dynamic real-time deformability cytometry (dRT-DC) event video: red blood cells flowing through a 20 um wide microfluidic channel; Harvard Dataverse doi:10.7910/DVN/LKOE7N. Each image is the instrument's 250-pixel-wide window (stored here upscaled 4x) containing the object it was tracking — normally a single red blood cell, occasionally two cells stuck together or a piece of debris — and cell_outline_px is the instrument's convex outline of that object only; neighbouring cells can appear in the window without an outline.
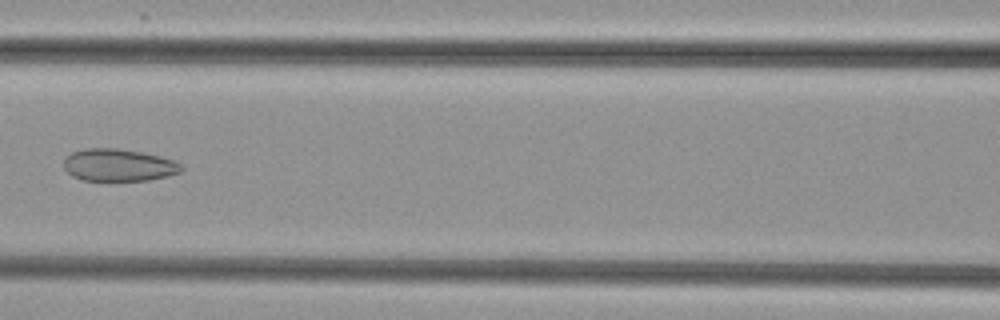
{"species": "common noctule bat (a hibernating species)", "species_latin": "Nyctalus noctula", "temperature_condition": "cold", "stored_images_in_passage": 7, "camera_frame_rate_fps": 3000, "um_per_image_px": 0.085, "animal": {"sex": "female", "body_mass_g": 29.2, "forearm_length_mm": 56.3}, "frame": {"image": 1, "passage_image": 6, "time_ms": 6.0, "image_size_px": [1000, 320], "cell_outline_px": [[184, 168], [180, 172], [168, 176], [148, 180], [84, 180], [72, 176], [64, 168], [64, 160], [72, 152], [84, 148], [116, 148], [140, 152], [160, 156], [176, 160]], "centroid_in_image_um": [10.1, 14.02], "position_along_channel_um": 156.5, "area_um2": 22.08}}
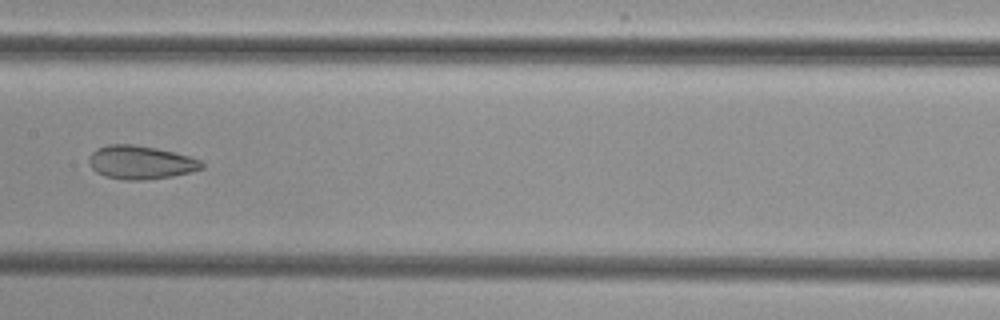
{"frame": {"image": 2, "passage_image": 7, "time_ms": 7.0, "image_size_px": [1000, 320], "cell_outline_px": [[204, 168], [192, 172], [172, 176], [144, 180], [120, 180], [96, 172], [88, 164], [88, 160], [92, 152], [96, 148], [108, 144], [136, 144], [156, 148], [188, 156], [200, 160], [204, 164]], "centroid_in_image_um": [11.94, 13.8], "position_along_channel_um": 195.5, "area_um2": 22.08}}